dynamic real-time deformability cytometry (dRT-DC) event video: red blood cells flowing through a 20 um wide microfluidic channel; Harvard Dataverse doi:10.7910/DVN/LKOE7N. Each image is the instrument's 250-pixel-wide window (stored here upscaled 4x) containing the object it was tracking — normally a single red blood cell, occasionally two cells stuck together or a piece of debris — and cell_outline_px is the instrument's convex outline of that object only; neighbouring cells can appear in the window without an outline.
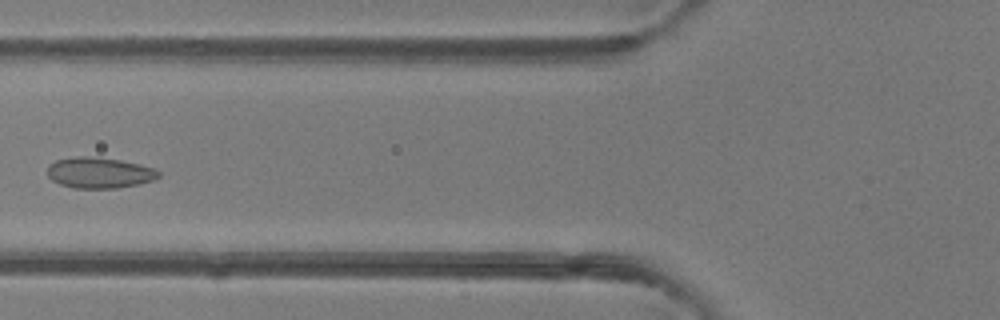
{"species": "common noctule bat (a hibernating species)", "species_latin": "Nyctalus noctula", "temperature_condition": "room temperature", "stored_images_in_passage": 5, "camera_frame_rate_fps": 3000, "um_per_image_px": 0.085, "animal": {"sex": "female"}, "frame": {"image": 1, "passage_image": 5, "time_ms": 5.667, "image_size_px": [1000, 320], "cell_outline_px": [[160, 176], [156, 180], [140, 184], [116, 188], [72, 188], [60, 184], [52, 180], [48, 176], [48, 164], [56, 160], [76, 156], [88, 156], [120, 160], [140, 164], [156, 168], [160, 172]], "centroid_in_image_um": [8.48, 14.69], "position_along_channel_um": 117.3, "area_um2": 20.23}}